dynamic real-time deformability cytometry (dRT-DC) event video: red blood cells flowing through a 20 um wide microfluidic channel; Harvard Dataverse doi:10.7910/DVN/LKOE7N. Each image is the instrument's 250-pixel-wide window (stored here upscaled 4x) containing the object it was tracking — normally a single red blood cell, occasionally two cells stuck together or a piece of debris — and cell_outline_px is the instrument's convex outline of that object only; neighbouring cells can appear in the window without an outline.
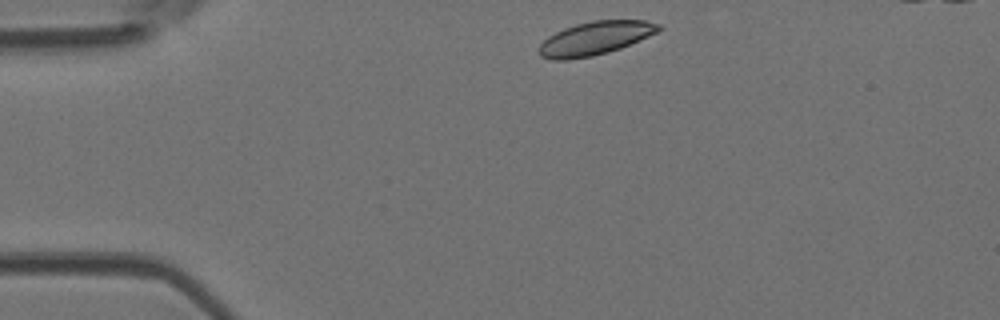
{"species": "Egyptian fruit bat (a non-hibernating species)", "species_latin": "Rousettus aegyptiacus", "temperature_condition": "room temperature", "stored_images_in_passage": 2, "camera_frame_rate_fps": 3000, "um_per_image_px": 0.085, "animal": {"sex": "female"}, "frame": {"image": 1, "passage_image": 1, "time_ms": 0.0, "image_size_px": [1000, 320], "cell_outline_px": [[664, 28], [648, 36], [620, 48], [608, 52], [592, 56], [568, 60], [552, 60], [540, 56], [536, 48], [548, 36], [564, 28], [576, 24], [592, 20], [644, 20], [660, 24]], "centroid_in_image_um": [50.55, 3.25], "position_along_channel_um": 34.5, "area_um2": 23.35}}